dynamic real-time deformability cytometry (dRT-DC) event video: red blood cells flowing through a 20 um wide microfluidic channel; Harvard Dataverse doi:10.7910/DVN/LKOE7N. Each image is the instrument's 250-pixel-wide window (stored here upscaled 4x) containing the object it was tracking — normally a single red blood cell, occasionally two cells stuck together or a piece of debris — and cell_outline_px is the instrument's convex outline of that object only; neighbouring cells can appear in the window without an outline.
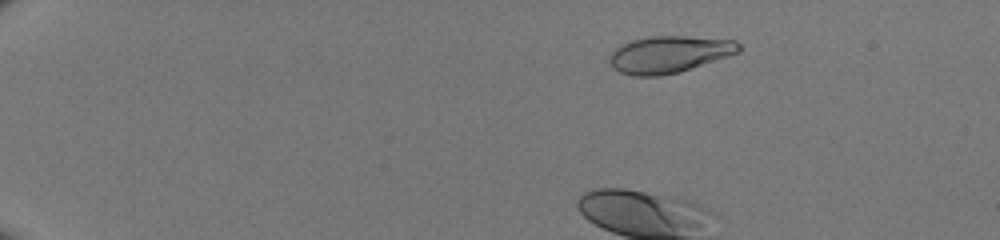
{"species": "human", "species_latin": "Homo sapiens", "temperature_condition": "room temperature", "stored_images_in_passage": 36, "camera_frame_rate_fps": 3000, "um_per_image_px": 0.085, "donor": {"sex": "male"}, "frame": {"image": 1, "passage_image": 1, "time_ms": 0.0, "image_size_px": [1000, 240], "cell_outline_px": [[740, 52], [680, 72], [660, 76], [632, 76], [620, 72], [612, 68], [608, 60], [608, 56], [620, 44], [632, 40], [648, 36], [688, 36], [736, 40], [740, 44]], "centroid_in_image_um": [56.85, 4.62], "position_along_channel_um": 28.2, "area_um2": 28.09}}